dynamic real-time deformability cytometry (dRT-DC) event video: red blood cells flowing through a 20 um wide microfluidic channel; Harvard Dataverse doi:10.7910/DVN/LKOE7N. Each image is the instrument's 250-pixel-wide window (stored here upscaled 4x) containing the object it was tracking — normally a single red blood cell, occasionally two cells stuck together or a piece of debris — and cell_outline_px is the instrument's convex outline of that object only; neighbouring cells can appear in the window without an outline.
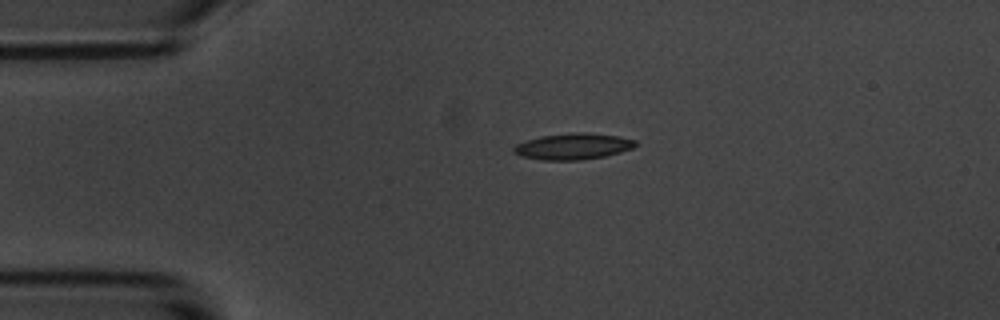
{"species": "common noctule bat (a hibernating species)", "species_latin": "Nyctalus noctula", "temperature_condition": "room temperature", "stored_images_in_passage": 45, "camera_frame_rate_fps": 3000, "um_per_image_px": 0.085, "animal": {"sex": "male", "body_mass_g": 20.1, "forearm_length_mm": 53.5}, "frame": {"image": 1, "passage_image": 1, "time_ms": 0.0, "image_size_px": [1000, 320], "cell_outline_px": [[636, 144], [632, 148], [620, 152], [604, 156], [580, 160], [540, 160], [520, 156], [512, 152], [512, 148], [516, 144], [540, 136], [572, 132], [584, 132], [620, 136], [636, 140]], "centroid_in_image_um": [48.68, 12.44], "position_along_channel_um": 36.3, "area_um2": 18.67}}
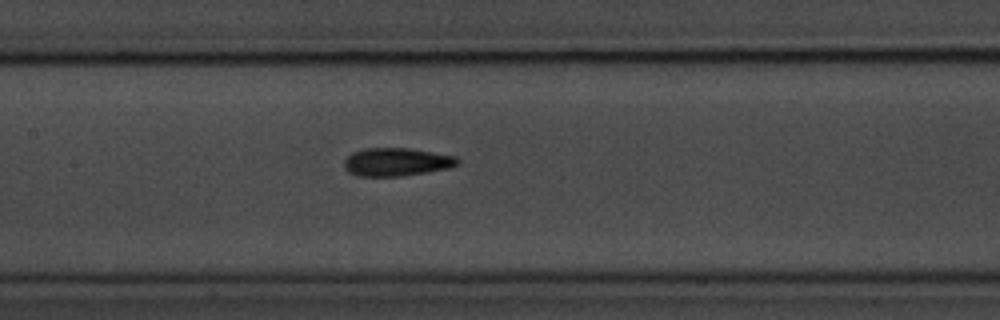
{"frame": {"image": 2, "passage_image": 15, "time_ms": 4.667, "image_size_px": [1000, 320], "cell_outline_px": [[460, 164], [448, 168], [428, 172], [400, 176], [356, 176], [348, 172], [344, 168], [344, 160], [352, 152], [364, 148], [408, 148], [456, 156], [460, 160]], "centroid_in_image_um": [33.7, 13.77], "position_along_channel_um": 173.7, "area_um2": 18.73}}
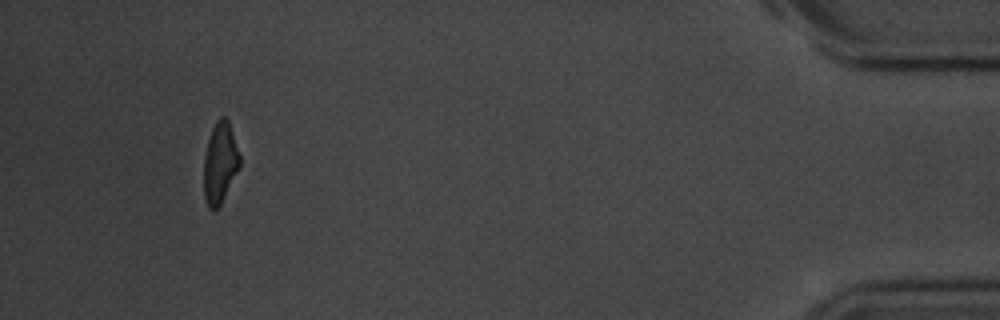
{"frame": {"image": 3, "passage_image": 41, "time_ms": 13.333, "image_size_px": [1000, 320], "cell_outline_px": [[240, 168], [220, 204], [216, 208], [208, 208], [204, 196], [204, 156], [208, 140], [212, 128], [216, 120], [220, 116], [224, 116], [228, 120], [240, 156]], "centroid_in_image_um": [18.7, 13.82], "position_along_channel_um": 416.5, "area_um2": 16.82}, "authors_computed_cell_mechanics": {"area_um2": 18.0336, "velocity_mm_per_s": 3.6163, "shape_relaxation_time_tau1_ms": 3.4319, "shape_relaxation_time_tau2_ms": 2.9009, "deformation_change_tau1": 0.1343, "deformation_change_tau2": 0.1082}}